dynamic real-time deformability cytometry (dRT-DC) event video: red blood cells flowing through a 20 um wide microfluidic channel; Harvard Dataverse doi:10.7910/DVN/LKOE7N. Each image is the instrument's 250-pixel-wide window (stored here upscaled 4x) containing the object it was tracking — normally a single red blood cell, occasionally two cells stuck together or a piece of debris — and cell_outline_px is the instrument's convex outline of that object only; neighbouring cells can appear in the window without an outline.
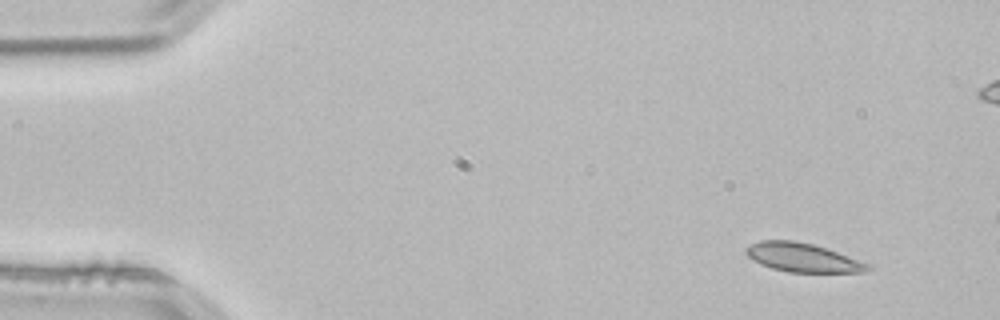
{"species": "common noctule bat (a hibernating species)", "species_latin": "Nyctalus noctula", "temperature_condition": "room temperature", "stored_images_in_passage": 10, "camera_frame_rate_fps": 3000, "um_per_image_px": 0.085, "animal": {"sex": "male", "body_mass_g": 21.5, "forearm_length_mm": 52.0}, "frame": {"image": 1, "passage_image": 1, "time_ms": 0.0, "image_size_px": [1000, 320], "cell_outline_px": [[872, 268], [868, 272], [788, 272], [772, 268], [760, 264], [752, 260], [744, 252], [744, 248], [760, 240], [792, 240], [812, 244], [872, 264]], "centroid_in_image_um": [68.22, 21.9], "position_along_channel_um": 16.8, "area_um2": 20.46}}